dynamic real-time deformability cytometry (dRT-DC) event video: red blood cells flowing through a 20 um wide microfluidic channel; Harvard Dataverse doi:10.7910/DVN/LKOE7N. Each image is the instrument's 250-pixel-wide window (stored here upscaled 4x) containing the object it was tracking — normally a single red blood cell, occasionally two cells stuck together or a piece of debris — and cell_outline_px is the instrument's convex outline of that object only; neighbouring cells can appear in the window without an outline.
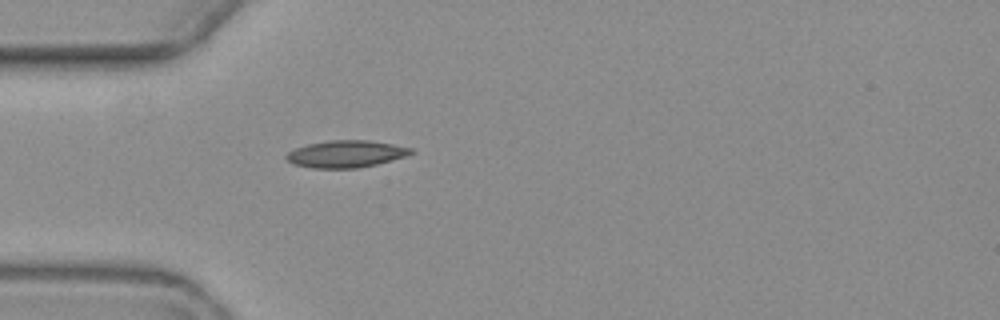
{"species": "common noctule bat (a hibernating species)", "species_latin": "Nyctalus noctula", "temperature_condition": "warm", "stored_images_in_passage": 1, "camera_frame_rate_fps": 3000, "um_per_image_px": 0.085, "animal": {"sex": "female", "body_mass_g": 19.3, "forearm_length_mm": 54.1}, "frame": {"image": 1, "passage_image": 1, "time_ms": 0.0, "image_size_px": [1000, 320], "cell_outline_px": [[416, 152], [392, 160], [376, 164], [356, 168], [312, 168], [292, 164], [284, 156], [288, 152], [296, 148], [308, 144], [328, 140], [368, 140], [416, 148]], "centroid_in_image_um": [29.43, 13.08], "position_along_channel_um": 55.6, "area_um2": 19.71}}